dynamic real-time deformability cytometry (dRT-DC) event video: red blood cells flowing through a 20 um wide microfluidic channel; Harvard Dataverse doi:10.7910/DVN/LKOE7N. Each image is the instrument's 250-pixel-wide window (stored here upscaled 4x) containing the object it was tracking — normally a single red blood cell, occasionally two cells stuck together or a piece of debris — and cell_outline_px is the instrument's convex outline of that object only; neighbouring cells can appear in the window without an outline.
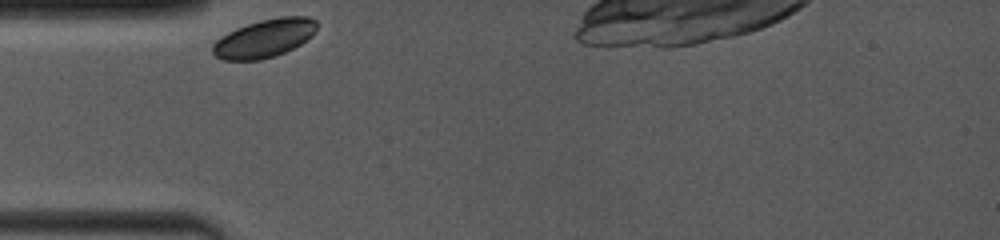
{"species": "common noctule bat (a hibernating species)", "species_latin": "Nyctalus noctula", "temperature_condition": "room temperature", "stored_images_in_passage": 23, "camera_frame_rate_fps": 4000, "um_per_image_px": 0.085, "animal": {"sex": "female", "body_mass_g": 19.0, "forearm_length_mm": 53.3}, "frame": {"image": 1, "passage_image": 1, "time_ms": 0.0, "image_size_px": [1000, 240], "cell_outline_px": [[316, 28], [312, 36], [300, 44], [284, 52], [260, 60], [224, 60], [216, 56], [212, 52], [212, 44], [216, 40], [228, 32], [236, 28], [260, 20], [280, 16], [308, 16], [316, 20]], "centroid_in_image_um": [22.47, 3.25], "position_along_channel_um": 62.5, "area_um2": 23.06}}
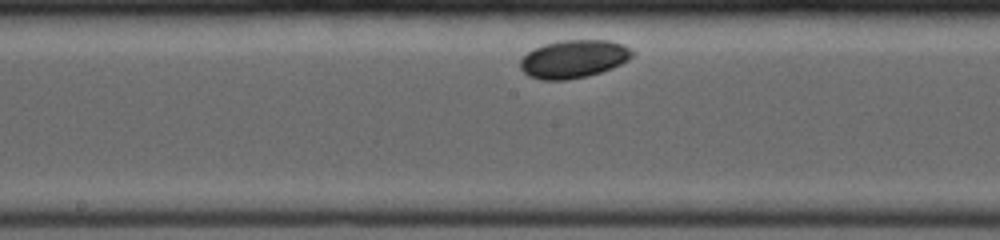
{"frame": {"image": 2, "passage_image": 10, "time_ms": 4.0, "image_size_px": [1000, 240], "cell_outline_px": [[636, 52], [628, 60], [612, 68], [600, 72], [584, 76], [564, 80], [544, 80], [528, 76], [520, 68], [520, 60], [532, 48], [544, 44], [560, 40], [608, 40], [624, 44], [632, 48]], "centroid_in_image_um": [48.77, 4.99], "position_along_channel_um": 199.4, "area_um2": 24.91}}
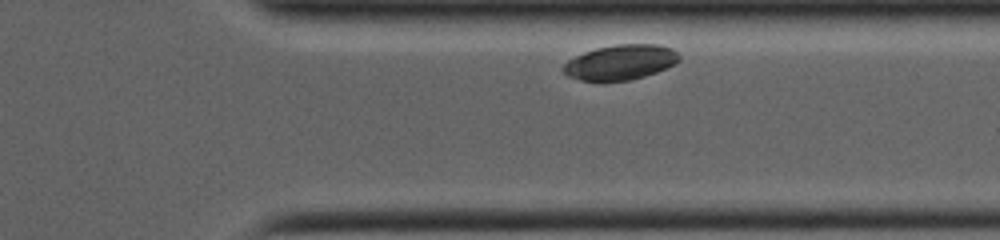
{"frame": {"image": 3, "passage_image": 22, "time_ms": 8.5, "image_size_px": [1000, 240], "cell_outline_px": [[680, 60], [656, 72], [644, 76], [628, 80], [580, 80], [568, 76], [560, 68], [568, 60], [584, 52], [596, 48], [616, 44], [656, 44], [672, 48], [680, 56]], "centroid_in_image_um": [52.72, 5.28], "position_along_channel_um": 358.7, "area_um2": 23.35}}